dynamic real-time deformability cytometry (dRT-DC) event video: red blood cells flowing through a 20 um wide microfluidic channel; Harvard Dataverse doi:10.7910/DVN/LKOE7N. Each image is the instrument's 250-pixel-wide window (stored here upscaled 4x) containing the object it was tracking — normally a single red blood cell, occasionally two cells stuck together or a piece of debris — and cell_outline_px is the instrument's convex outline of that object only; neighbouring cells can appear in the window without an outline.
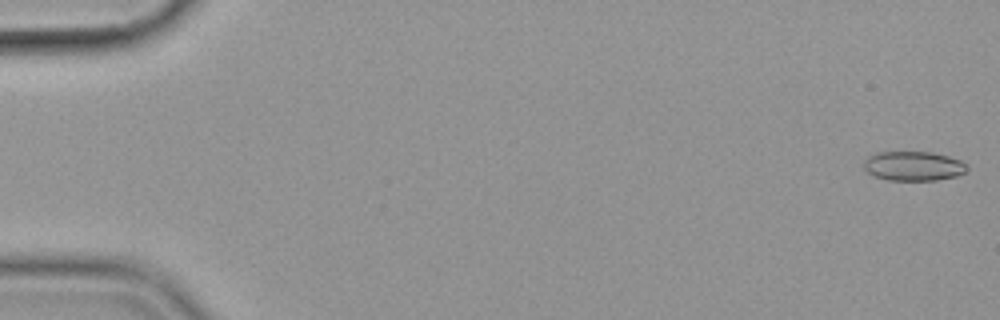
{"species": "common noctule bat (a hibernating species)", "species_latin": "Nyctalus noctula", "temperature_condition": "cold", "stored_images_in_passage": 9, "camera_frame_rate_fps": 3000, "um_per_image_px": 0.085, "animal": {"sex": "female", "body_mass_g": 19.9}, "frame": {"image": 1, "passage_image": 1, "time_ms": 0.0, "image_size_px": [1000, 320], "cell_outline_px": [[968, 168], [964, 172], [956, 176], [936, 180], [888, 180], [876, 176], [868, 172], [864, 168], [864, 160], [868, 156], [876, 152], [932, 152], [948, 156], [960, 160], [968, 164]], "centroid_in_image_um": [77.65, 14.1], "position_along_channel_um": 7.3, "area_um2": 17.69}}